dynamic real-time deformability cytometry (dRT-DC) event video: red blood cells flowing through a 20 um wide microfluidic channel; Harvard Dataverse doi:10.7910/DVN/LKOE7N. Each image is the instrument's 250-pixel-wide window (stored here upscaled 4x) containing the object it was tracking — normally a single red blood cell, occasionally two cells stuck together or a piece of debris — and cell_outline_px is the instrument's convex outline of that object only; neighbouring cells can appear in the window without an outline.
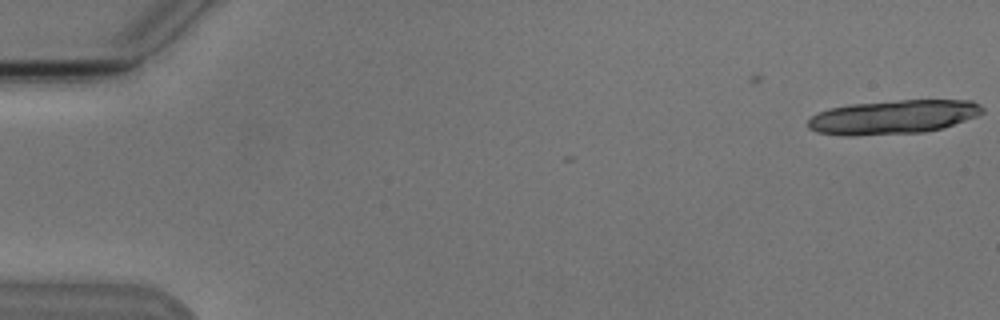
{"species": "Egyptian fruit bat (a non-hibernating species)", "species_latin": "Rousettus aegyptiacus", "temperature_condition": "cold", "stored_images_in_passage": 2, "camera_frame_rate_fps": 3000, "um_per_image_px": 0.085, "animal": {"sex": "male"}, "frame": {"image": 1, "passage_image": 2, "time_ms": 1.0, "image_size_px": [1000, 320], "cell_outline_px": [[984, 112], [976, 116], [944, 128], [924, 132], [852, 136], [844, 136], [816, 132], [808, 128], [808, 120], [816, 112], [828, 108], [848, 104], [900, 100], [972, 100], [980, 104], [984, 108]], "centroid_in_image_um": [75.89, 9.94], "position_along_channel_um": 9.1, "area_um2": 34.91}}